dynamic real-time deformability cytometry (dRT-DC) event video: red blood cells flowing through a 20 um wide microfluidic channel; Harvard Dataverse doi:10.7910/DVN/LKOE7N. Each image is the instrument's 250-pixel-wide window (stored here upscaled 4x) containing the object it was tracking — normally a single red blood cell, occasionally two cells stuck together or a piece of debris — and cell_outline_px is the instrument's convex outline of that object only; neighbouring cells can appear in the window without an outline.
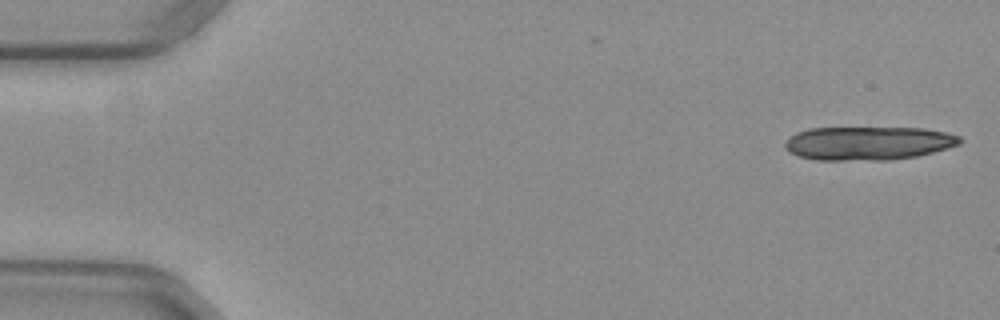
{"species": "common noctule bat (a hibernating species)", "species_latin": "Nyctalus noctula", "temperature_condition": "warm", "stored_images_in_passage": 14, "camera_frame_rate_fps": 3000, "um_per_image_px": 0.085, "animal": {"sex": "female", "body_mass_g": 29.2, "forearm_length_mm": 56.3}, "frame": {"image": 1, "passage_image": 1, "time_ms": 0.0, "image_size_px": [1000, 320], "cell_outline_px": [[960, 144], [932, 152], [916, 156], [888, 160], [816, 160], [800, 156], [784, 148], [784, 140], [796, 132], [808, 128], [924, 128], [944, 132], [960, 136]], "centroid_in_image_um": [73.75, 12.17], "position_along_channel_um": 11.2, "area_um2": 34.16}}